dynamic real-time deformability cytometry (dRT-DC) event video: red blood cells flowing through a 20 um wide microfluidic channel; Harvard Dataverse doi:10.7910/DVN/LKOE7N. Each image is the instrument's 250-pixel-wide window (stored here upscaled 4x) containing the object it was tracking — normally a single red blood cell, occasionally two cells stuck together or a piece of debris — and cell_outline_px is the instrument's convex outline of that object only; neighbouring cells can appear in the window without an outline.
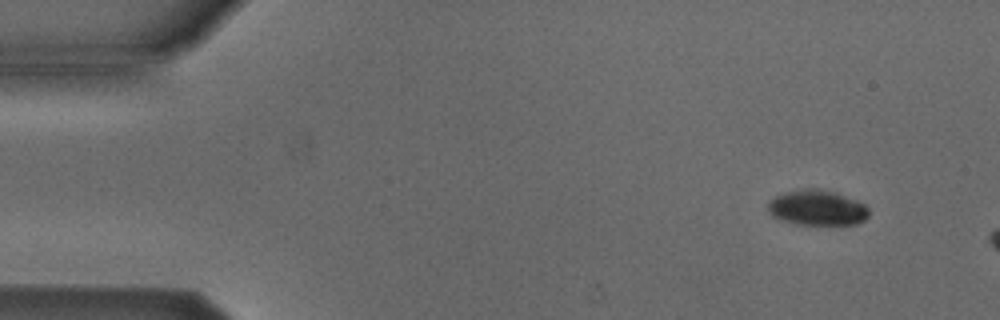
{"species": "Egyptian fruit bat (a non-hibernating species)", "species_latin": "Rousettus aegyptiacus", "temperature_condition": "cold", "stored_images_in_passage": 10, "camera_frame_rate_fps": 3000, "um_per_image_px": 0.085, "animal": {"sex": "male"}, "frame": {"image": 1, "passage_image": 4, "time_ms": 1.0, "image_size_px": [1000, 320], "cell_outline_px": [[868, 216], [864, 220], [856, 224], [796, 224], [772, 216], [768, 208], [768, 204], [772, 196], [784, 192], [812, 188], [816, 188], [836, 192], [856, 200], [864, 204], [868, 208]], "centroid_in_image_um": [69.45, 17.65], "position_along_channel_um": 15.5, "area_um2": 20.63}}